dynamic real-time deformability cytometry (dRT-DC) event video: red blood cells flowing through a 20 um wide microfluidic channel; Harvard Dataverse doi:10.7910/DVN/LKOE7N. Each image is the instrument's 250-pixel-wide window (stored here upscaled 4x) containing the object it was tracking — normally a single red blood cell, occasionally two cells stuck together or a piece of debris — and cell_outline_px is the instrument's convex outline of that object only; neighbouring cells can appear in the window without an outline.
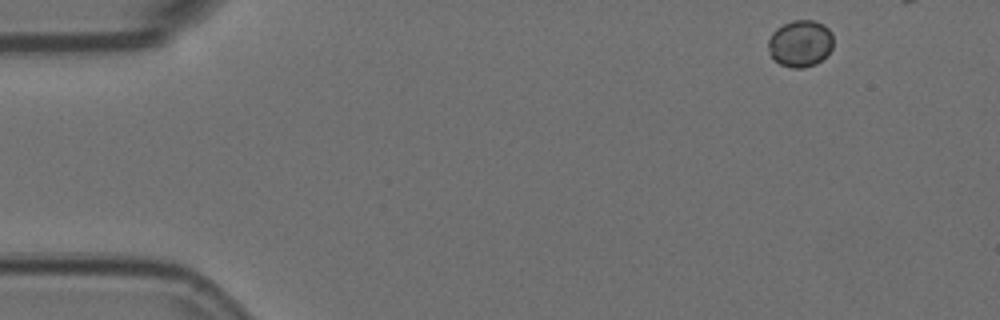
{"species": "Egyptian fruit bat (a non-hibernating species)", "species_latin": "Rousettus aegyptiacus", "temperature_condition": "room temperature", "stored_images_in_passage": 5, "camera_frame_rate_fps": 3000, "um_per_image_px": 0.085, "animal": {"sex": "female"}, "frame": {"image": 1, "passage_image": 1, "time_ms": 0.0, "image_size_px": [1000, 320], "cell_outline_px": [[832, 48], [816, 64], [804, 68], [792, 68], [780, 64], [768, 52], [768, 40], [772, 32], [776, 28], [792, 20], [812, 20], [824, 24], [832, 32]], "centroid_in_image_um": [68.01, 3.68], "position_along_channel_um": 17.0, "area_um2": 17.74}}
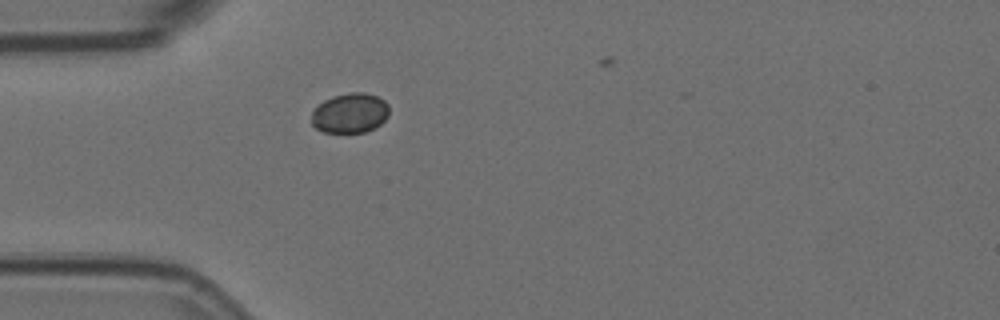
{"frame": {"image": 2, "passage_image": 4, "time_ms": 1.0, "image_size_px": [1000, 320], "cell_outline_px": [[388, 116], [380, 124], [364, 132], [324, 132], [316, 128], [312, 124], [312, 112], [324, 100], [332, 96], [348, 92], [364, 92], [376, 96], [384, 100], [388, 104]], "centroid_in_image_um": [29.75, 9.6], "position_along_channel_um": 55.2, "area_um2": 17.92}}